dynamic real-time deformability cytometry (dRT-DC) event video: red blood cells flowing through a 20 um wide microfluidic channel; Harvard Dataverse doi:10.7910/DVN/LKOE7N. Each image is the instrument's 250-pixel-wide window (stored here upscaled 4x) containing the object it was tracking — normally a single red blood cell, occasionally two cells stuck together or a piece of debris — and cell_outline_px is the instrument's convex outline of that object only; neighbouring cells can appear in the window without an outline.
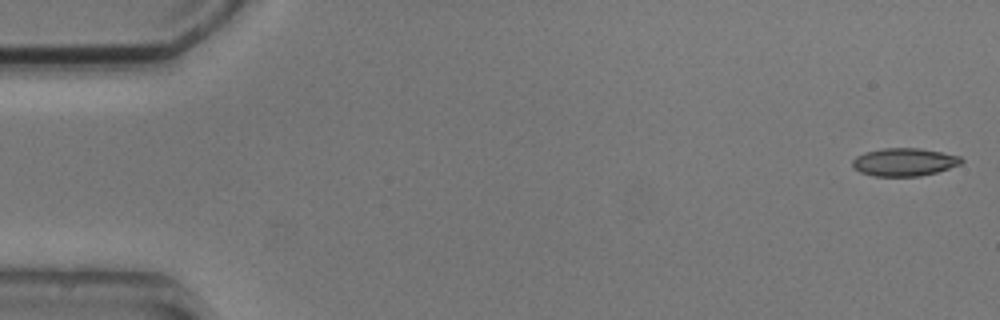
{"species": "common noctule bat (a hibernating species)", "species_latin": "Nyctalus noctula", "temperature_condition": "cold", "stored_images_in_passage": 4, "camera_frame_rate_fps": 3000, "um_per_image_px": 0.085, "animal": {"sex": "male", "body_mass_g": 20.5, "forearm_length_mm": 52.5}, "frame": {"image": 1, "passage_image": 1, "time_ms": 0.0, "image_size_px": [1000, 320], "cell_outline_px": [[964, 160], [960, 164], [936, 172], [920, 176], [872, 176], [860, 172], [852, 168], [852, 160], [856, 156], [864, 152], [884, 148], [920, 148], [960, 156]], "centroid_in_image_um": [76.81, 13.77], "position_along_channel_um": 8.2, "area_um2": 17.74}}
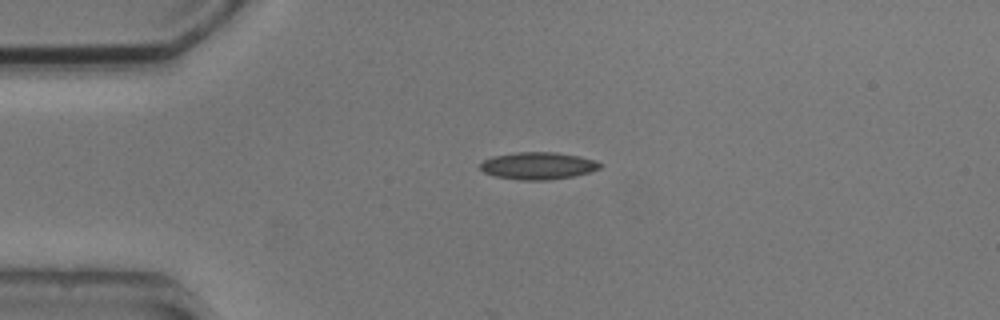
{"frame": {"image": 2, "passage_image": 4, "time_ms": 3.667, "image_size_px": [1000, 320], "cell_outline_px": [[604, 164], [600, 168], [588, 172], [572, 176], [548, 180], [520, 180], [496, 176], [484, 172], [480, 168], [480, 164], [484, 160], [492, 156], [516, 152], [556, 152], [580, 156], [596, 160]], "centroid_in_image_um": [45.75, 14.08], "position_along_channel_um": 39.3, "area_um2": 19.02}}